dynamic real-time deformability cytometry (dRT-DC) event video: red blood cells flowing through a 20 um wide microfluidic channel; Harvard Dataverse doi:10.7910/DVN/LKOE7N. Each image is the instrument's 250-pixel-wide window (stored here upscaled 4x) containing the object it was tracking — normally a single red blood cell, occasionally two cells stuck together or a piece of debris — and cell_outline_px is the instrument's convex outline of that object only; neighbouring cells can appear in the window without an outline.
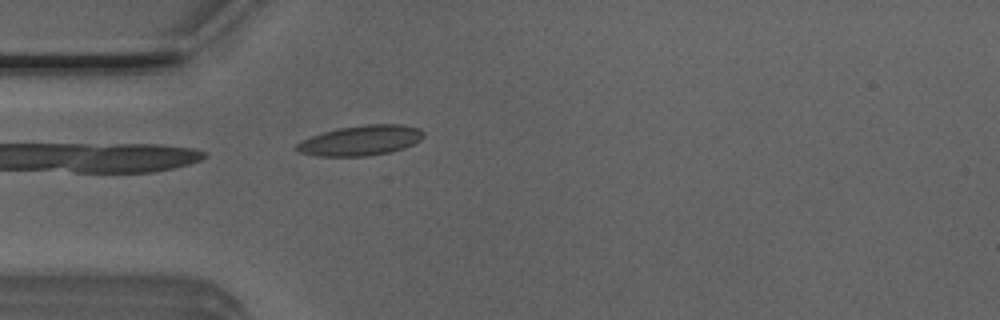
{"species": "Egyptian fruit bat (a non-hibernating species)", "species_latin": "Rousettus aegyptiacus", "temperature_condition": "room temperature", "stored_images_in_passage": 3, "camera_frame_rate_fps": 3000, "um_per_image_px": 0.085, "animal": {"sex": "male"}, "frame": {"image": 1, "passage_image": 3, "time_ms": 0.667, "image_size_px": [1000, 320], "cell_outline_px": [[424, 136], [420, 140], [404, 148], [388, 152], [368, 156], [316, 156], [300, 152], [296, 148], [296, 144], [300, 140], [324, 132], [340, 128], [364, 124], [400, 124], [420, 128], [424, 132]], "centroid_in_image_um": [30.67, 11.93], "position_along_channel_um": 54.3, "area_um2": 22.2}}